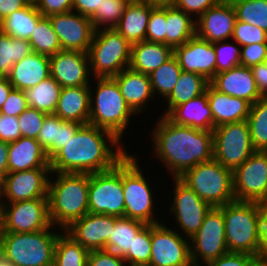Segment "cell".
I'll return each instance as SVG.
<instances>
[{"label":"cell","mask_w":267,"mask_h":266,"mask_svg":"<svg viewBox=\"0 0 267 266\" xmlns=\"http://www.w3.org/2000/svg\"><path fill=\"white\" fill-rule=\"evenodd\" d=\"M174 56L182 71L200 74L209 81L216 75V54L213 43L196 34L183 45L175 47Z\"/></svg>","instance_id":"44dd1931"},{"label":"cell","mask_w":267,"mask_h":266,"mask_svg":"<svg viewBox=\"0 0 267 266\" xmlns=\"http://www.w3.org/2000/svg\"><path fill=\"white\" fill-rule=\"evenodd\" d=\"M151 257V224H146L133 238L132 251L123 257L128 266H149Z\"/></svg>","instance_id":"f6af8a7d"},{"label":"cell","mask_w":267,"mask_h":266,"mask_svg":"<svg viewBox=\"0 0 267 266\" xmlns=\"http://www.w3.org/2000/svg\"><path fill=\"white\" fill-rule=\"evenodd\" d=\"M263 263H264V265H265V266H267V252H266V254H265V257H264Z\"/></svg>","instance_id":"a7ac6f4b"},{"label":"cell","mask_w":267,"mask_h":266,"mask_svg":"<svg viewBox=\"0 0 267 266\" xmlns=\"http://www.w3.org/2000/svg\"><path fill=\"white\" fill-rule=\"evenodd\" d=\"M128 3V0H103L100 7L89 17L94 30L115 28Z\"/></svg>","instance_id":"ee69618b"},{"label":"cell","mask_w":267,"mask_h":266,"mask_svg":"<svg viewBox=\"0 0 267 266\" xmlns=\"http://www.w3.org/2000/svg\"><path fill=\"white\" fill-rule=\"evenodd\" d=\"M166 5H156L150 13L146 41L165 44Z\"/></svg>","instance_id":"c3c4849f"},{"label":"cell","mask_w":267,"mask_h":266,"mask_svg":"<svg viewBox=\"0 0 267 266\" xmlns=\"http://www.w3.org/2000/svg\"><path fill=\"white\" fill-rule=\"evenodd\" d=\"M238 21L260 27L267 32V0H230Z\"/></svg>","instance_id":"7bdbcfd3"},{"label":"cell","mask_w":267,"mask_h":266,"mask_svg":"<svg viewBox=\"0 0 267 266\" xmlns=\"http://www.w3.org/2000/svg\"><path fill=\"white\" fill-rule=\"evenodd\" d=\"M146 224L127 217H115V227L112 229L105 250L124 257L132 251L133 238Z\"/></svg>","instance_id":"d590c367"},{"label":"cell","mask_w":267,"mask_h":266,"mask_svg":"<svg viewBox=\"0 0 267 266\" xmlns=\"http://www.w3.org/2000/svg\"><path fill=\"white\" fill-rule=\"evenodd\" d=\"M54 114L65 121L89 124L90 87L62 88Z\"/></svg>","instance_id":"f1b7e54d"},{"label":"cell","mask_w":267,"mask_h":266,"mask_svg":"<svg viewBox=\"0 0 267 266\" xmlns=\"http://www.w3.org/2000/svg\"><path fill=\"white\" fill-rule=\"evenodd\" d=\"M113 78L126 103L136 115H142L146 110L148 111L150 106L148 102H155L149 75L126 68Z\"/></svg>","instance_id":"cb8c5ba5"},{"label":"cell","mask_w":267,"mask_h":266,"mask_svg":"<svg viewBox=\"0 0 267 266\" xmlns=\"http://www.w3.org/2000/svg\"><path fill=\"white\" fill-rule=\"evenodd\" d=\"M61 89V85L49 76L38 85L25 89L24 93L29 107L54 114Z\"/></svg>","instance_id":"8d00e7d4"},{"label":"cell","mask_w":267,"mask_h":266,"mask_svg":"<svg viewBox=\"0 0 267 266\" xmlns=\"http://www.w3.org/2000/svg\"><path fill=\"white\" fill-rule=\"evenodd\" d=\"M50 76L62 88L89 86L91 83L88 53L60 50L49 57Z\"/></svg>","instance_id":"ffe728a7"},{"label":"cell","mask_w":267,"mask_h":266,"mask_svg":"<svg viewBox=\"0 0 267 266\" xmlns=\"http://www.w3.org/2000/svg\"><path fill=\"white\" fill-rule=\"evenodd\" d=\"M47 113L28 107L17 118L20 126L21 137L35 138L43 126Z\"/></svg>","instance_id":"681fc988"},{"label":"cell","mask_w":267,"mask_h":266,"mask_svg":"<svg viewBox=\"0 0 267 266\" xmlns=\"http://www.w3.org/2000/svg\"><path fill=\"white\" fill-rule=\"evenodd\" d=\"M155 6L144 0L129 2L115 29L131 45L145 41L150 13Z\"/></svg>","instance_id":"f546056e"},{"label":"cell","mask_w":267,"mask_h":266,"mask_svg":"<svg viewBox=\"0 0 267 266\" xmlns=\"http://www.w3.org/2000/svg\"><path fill=\"white\" fill-rule=\"evenodd\" d=\"M236 11L230 0H220L196 20V35L210 43L231 40Z\"/></svg>","instance_id":"7402d4cb"},{"label":"cell","mask_w":267,"mask_h":266,"mask_svg":"<svg viewBox=\"0 0 267 266\" xmlns=\"http://www.w3.org/2000/svg\"><path fill=\"white\" fill-rule=\"evenodd\" d=\"M51 225L31 233L0 232V248L12 266H49L53 264L55 244L64 231ZM56 230V231H52Z\"/></svg>","instance_id":"5b68a950"},{"label":"cell","mask_w":267,"mask_h":266,"mask_svg":"<svg viewBox=\"0 0 267 266\" xmlns=\"http://www.w3.org/2000/svg\"><path fill=\"white\" fill-rule=\"evenodd\" d=\"M172 199L169 208L174 219V229L184 237L190 239L199 230L206 213L211 206L203 201L191 188L184 184L179 178H173ZM177 227V228H176ZM182 232V233H181Z\"/></svg>","instance_id":"5bb4252c"},{"label":"cell","mask_w":267,"mask_h":266,"mask_svg":"<svg viewBox=\"0 0 267 266\" xmlns=\"http://www.w3.org/2000/svg\"><path fill=\"white\" fill-rule=\"evenodd\" d=\"M164 222L151 224V257L149 266H193L190 239Z\"/></svg>","instance_id":"9a60e30c"},{"label":"cell","mask_w":267,"mask_h":266,"mask_svg":"<svg viewBox=\"0 0 267 266\" xmlns=\"http://www.w3.org/2000/svg\"><path fill=\"white\" fill-rule=\"evenodd\" d=\"M43 15L37 10L32 0L24 8L13 12L1 21L0 31L11 37L29 40L37 22Z\"/></svg>","instance_id":"e575fe53"},{"label":"cell","mask_w":267,"mask_h":266,"mask_svg":"<svg viewBox=\"0 0 267 266\" xmlns=\"http://www.w3.org/2000/svg\"><path fill=\"white\" fill-rule=\"evenodd\" d=\"M153 124L152 153L172 178L213 159V131L179 125L163 115Z\"/></svg>","instance_id":"6da1fadb"},{"label":"cell","mask_w":267,"mask_h":266,"mask_svg":"<svg viewBox=\"0 0 267 266\" xmlns=\"http://www.w3.org/2000/svg\"><path fill=\"white\" fill-rule=\"evenodd\" d=\"M50 168L7 173L0 184V203L47 198Z\"/></svg>","instance_id":"e0dca14e"},{"label":"cell","mask_w":267,"mask_h":266,"mask_svg":"<svg viewBox=\"0 0 267 266\" xmlns=\"http://www.w3.org/2000/svg\"><path fill=\"white\" fill-rule=\"evenodd\" d=\"M251 142L256 151L267 150V97L250 106L247 119Z\"/></svg>","instance_id":"60d3db41"},{"label":"cell","mask_w":267,"mask_h":266,"mask_svg":"<svg viewBox=\"0 0 267 266\" xmlns=\"http://www.w3.org/2000/svg\"><path fill=\"white\" fill-rule=\"evenodd\" d=\"M34 3L44 17L73 10V0H34Z\"/></svg>","instance_id":"9f6ffc18"},{"label":"cell","mask_w":267,"mask_h":266,"mask_svg":"<svg viewBox=\"0 0 267 266\" xmlns=\"http://www.w3.org/2000/svg\"><path fill=\"white\" fill-rule=\"evenodd\" d=\"M257 234L262 250L267 252V201L259 203L257 216Z\"/></svg>","instance_id":"680465c9"},{"label":"cell","mask_w":267,"mask_h":266,"mask_svg":"<svg viewBox=\"0 0 267 266\" xmlns=\"http://www.w3.org/2000/svg\"><path fill=\"white\" fill-rule=\"evenodd\" d=\"M88 266H128L122 257L107 250H92L88 253Z\"/></svg>","instance_id":"db71d44e"},{"label":"cell","mask_w":267,"mask_h":266,"mask_svg":"<svg viewBox=\"0 0 267 266\" xmlns=\"http://www.w3.org/2000/svg\"><path fill=\"white\" fill-rule=\"evenodd\" d=\"M9 143L0 141V184L8 173Z\"/></svg>","instance_id":"be15d7a7"},{"label":"cell","mask_w":267,"mask_h":266,"mask_svg":"<svg viewBox=\"0 0 267 266\" xmlns=\"http://www.w3.org/2000/svg\"><path fill=\"white\" fill-rule=\"evenodd\" d=\"M263 260L247 253L228 252L205 263L203 266H259Z\"/></svg>","instance_id":"f907efd6"},{"label":"cell","mask_w":267,"mask_h":266,"mask_svg":"<svg viewBox=\"0 0 267 266\" xmlns=\"http://www.w3.org/2000/svg\"><path fill=\"white\" fill-rule=\"evenodd\" d=\"M123 146L111 132L91 124L82 125L50 159L51 173L107 171L129 153Z\"/></svg>","instance_id":"7a4b0ae2"},{"label":"cell","mask_w":267,"mask_h":266,"mask_svg":"<svg viewBox=\"0 0 267 266\" xmlns=\"http://www.w3.org/2000/svg\"><path fill=\"white\" fill-rule=\"evenodd\" d=\"M146 2H150L153 5H174L177 0H144Z\"/></svg>","instance_id":"03108f58"},{"label":"cell","mask_w":267,"mask_h":266,"mask_svg":"<svg viewBox=\"0 0 267 266\" xmlns=\"http://www.w3.org/2000/svg\"><path fill=\"white\" fill-rule=\"evenodd\" d=\"M255 151L247 120L222 124L213 129V158L222 166L233 171Z\"/></svg>","instance_id":"8fae6325"},{"label":"cell","mask_w":267,"mask_h":266,"mask_svg":"<svg viewBox=\"0 0 267 266\" xmlns=\"http://www.w3.org/2000/svg\"><path fill=\"white\" fill-rule=\"evenodd\" d=\"M48 18L58 36L62 50L88 53L95 32L89 17L72 10L54 14Z\"/></svg>","instance_id":"ac0fdd59"},{"label":"cell","mask_w":267,"mask_h":266,"mask_svg":"<svg viewBox=\"0 0 267 266\" xmlns=\"http://www.w3.org/2000/svg\"><path fill=\"white\" fill-rule=\"evenodd\" d=\"M254 76L258 92L262 97H267V61L250 67Z\"/></svg>","instance_id":"91938a15"},{"label":"cell","mask_w":267,"mask_h":266,"mask_svg":"<svg viewBox=\"0 0 267 266\" xmlns=\"http://www.w3.org/2000/svg\"><path fill=\"white\" fill-rule=\"evenodd\" d=\"M32 52L28 40L14 38L0 31V76H7L16 62Z\"/></svg>","instance_id":"ab89813d"},{"label":"cell","mask_w":267,"mask_h":266,"mask_svg":"<svg viewBox=\"0 0 267 266\" xmlns=\"http://www.w3.org/2000/svg\"><path fill=\"white\" fill-rule=\"evenodd\" d=\"M210 84L219 92L254 104L262 96L249 67L237 66L214 76Z\"/></svg>","instance_id":"603a6c76"},{"label":"cell","mask_w":267,"mask_h":266,"mask_svg":"<svg viewBox=\"0 0 267 266\" xmlns=\"http://www.w3.org/2000/svg\"><path fill=\"white\" fill-rule=\"evenodd\" d=\"M114 227L115 216L87 213L73 221L64 232L88 251L105 250Z\"/></svg>","instance_id":"d6986e66"},{"label":"cell","mask_w":267,"mask_h":266,"mask_svg":"<svg viewBox=\"0 0 267 266\" xmlns=\"http://www.w3.org/2000/svg\"><path fill=\"white\" fill-rule=\"evenodd\" d=\"M232 40L241 47L254 43H267V32L260 27L236 20Z\"/></svg>","instance_id":"7dc6e473"},{"label":"cell","mask_w":267,"mask_h":266,"mask_svg":"<svg viewBox=\"0 0 267 266\" xmlns=\"http://www.w3.org/2000/svg\"><path fill=\"white\" fill-rule=\"evenodd\" d=\"M181 72L182 69L174 55L153 71L149 77L154 97L164 102L177 84Z\"/></svg>","instance_id":"74e56055"},{"label":"cell","mask_w":267,"mask_h":266,"mask_svg":"<svg viewBox=\"0 0 267 266\" xmlns=\"http://www.w3.org/2000/svg\"><path fill=\"white\" fill-rule=\"evenodd\" d=\"M82 124L74 121L62 120L55 114H47L43 126L37 136V141L46 151L49 160L75 135Z\"/></svg>","instance_id":"83f0119b"},{"label":"cell","mask_w":267,"mask_h":266,"mask_svg":"<svg viewBox=\"0 0 267 266\" xmlns=\"http://www.w3.org/2000/svg\"><path fill=\"white\" fill-rule=\"evenodd\" d=\"M167 117L174 123L192 128L213 131L214 122L207 92L176 106Z\"/></svg>","instance_id":"4dcf8cb0"},{"label":"cell","mask_w":267,"mask_h":266,"mask_svg":"<svg viewBox=\"0 0 267 266\" xmlns=\"http://www.w3.org/2000/svg\"><path fill=\"white\" fill-rule=\"evenodd\" d=\"M103 0H73V11L90 17Z\"/></svg>","instance_id":"6125c7cd"},{"label":"cell","mask_w":267,"mask_h":266,"mask_svg":"<svg viewBox=\"0 0 267 266\" xmlns=\"http://www.w3.org/2000/svg\"><path fill=\"white\" fill-rule=\"evenodd\" d=\"M89 251L64 231L58 236L54 250L55 266H86Z\"/></svg>","instance_id":"f35d334b"},{"label":"cell","mask_w":267,"mask_h":266,"mask_svg":"<svg viewBox=\"0 0 267 266\" xmlns=\"http://www.w3.org/2000/svg\"><path fill=\"white\" fill-rule=\"evenodd\" d=\"M165 45L181 46L196 34V21L175 5H166Z\"/></svg>","instance_id":"836d02e7"},{"label":"cell","mask_w":267,"mask_h":266,"mask_svg":"<svg viewBox=\"0 0 267 266\" xmlns=\"http://www.w3.org/2000/svg\"><path fill=\"white\" fill-rule=\"evenodd\" d=\"M179 179L211 207L235 200L233 172L214 158L186 170Z\"/></svg>","instance_id":"ba28073f"},{"label":"cell","mask_w":267,"mask_h":266,"mask_svg":"<svg viewBox=\"0 0 267 266\" xmlns=\"http://www.w3.org/2000/svg\"><path fill=\"white\" fill-rule=\"evenodd\" d=\"M92 80L89 85V124L111 132L123 144L125 131L129 129L130 123L134 122L131 119L136 114L126 103L113 77L92 78ZM92 83L96 85L93 86Z\"/></svg>","instance_id":"277c9868"},{"label":"cell","mask_w":267,"mask_h":266,"mask_svg":"<svg viewBox=\"0 0 267 266\" xmlns=\"http://www.w3.org/2000/svg\"><path fill=\"white\" fill-rule=\"evenodd\" d=\"M124 199L122 160L112 169L90 174L89 213L125 217Z\"/></svg>","instance_id":"30bf717a"},{"label":"cell","mask_w":267,"mask_h":266,"mask_svg":"<svg viewBox=\"0 0 267 266\" xmlns=\"http://www.w3.org/2000/svg\"><path fill=\"white\" fill-rule=\"evenodd\" d=\"M206 92L213 116L214 128L222 124L248 119L251 104L245 99L221 93L211 84L208 85Z\"/></svg>","instance_id":"4316f807"},{"label":"cell","mask_w":267,"mask_h":266,"mask_svg":"<svg viewBox=\"0 0 267 266\" xmlns=\"http://www.w3.org/2000/svg\"><path fill=\"white\" fill-rule=\"evenodd\" d=\"M33 52L46 56L55 55L62 50L57 34L53 30L52 24L48 17H42L36 25L30 39Z\"/></svg>","instance_id":"b9f144b4"},{"label":"cell","mask_w":267,"mask_h":266,"mask_svg":"<svg viewBox=\"0 0 267 266\" xmlns=\"http://www.w3.org/2000/svg\"><path fill=\"white\" fill-rule=\"evenodd\" d=\"M259 203L234 200L223 206L225 238L229 252L247 253L264 260L257 234Z\"/></svg>","instance_id":"52a82bcc"},{"label":"cell","mask_w":267,"mask_h":266,"mask_svg":"<svg viewBox=\"0 0 267 266\" xmlns=\"http://www.w3.org/2000/svg\"><path fill=\"white\" fill-rule=\"evenodd\" d=\"M134 153H129L122 159V185L124 190L125 217L141 221L145 224L163 222L157 218L156 200L149 177L143 172L144 168ZM139 162V163H138ZM151 183V184H150ZM152 187H151V186ZM154 209L156 211H154Z\"/></svg>","instance_id":"8992f818"},{"label":"cell","mask_w":267,"mask_h":266,"mask_svg":"<svg viewBox=\"0 0 267 266\" xmlns=\"http://www.w3.org/2000/svg\"><path fill=\"white\" fill-rule=\"evenodd\" d=\"M0 266H12L5 252L0 248Z\"/></svg>","instance_id":"003e7915"},{"label":"cell","mask_w":267,"mask_h":266,"mask_svg":"<svg viewBox=\"0 0 267 266\" xmlns=\"http://www.w3.org/2000/svg\"><path fill=\"white\" fill-rule=\"evenodd\" d=\"M267 61V43H254L241 47L240 63L244 67H252Z\"/></svg>","instance_id":"816d5d0a"},{"label":"cell","mask_w":267,"mask_h":266,"mask_svg":"<svg viewBox=\"0 0 267 266\" xmlns=\"http://www.w3.org/2000/svg\"><path fill=\"white\" fill-rule=\"evenodd\" d=\"M51 225L48 198L0 203V232L31 233Z\"/></svg>","instance_id":"4fadbf2b"},{"label":"cell","mask_w":267,"mask_h":266,"mask_svg":"<svg viewBox=\"0 0 267 266\" xmlns=\"http://www.w3.org/2000/svg\"><path fill=\"white\" fill-rule=\"evenodd\" d=\"M209 84L210 81L200 74L182 71L171 94L165 99L167 105L163 106L165 109L161 115L167 116L176 106L204 94Z\"/></svg>","instance_id":"d6a6232c"},{"label":"cell","mask_w":267,"mask_h":266,"mask_svg":"<svg viewBox=\"0 0 267 266\" xmlns=\"http://www.w3.org/2000/svg\"><path fill=\"white\" fill-rule=\"evenodd\" d=\"M131 46L115 28L96 30L88 51L91 76L114 77L129 68Z\"/></svg>","instance_id":"9c48e42d"},{"label":"cell","mask_w":267,"mask_h":266,"mask_svg":"<svg viewBox=\"0 0 267 266\" xmlns=\"http://www.w3.org/2000/svg\"><path fill=\"white\" fill-rule=\"evenodd\" d=\"M19 138L21 132L18 118L0 113V141L11 143Z\"/></svg>","instance_id":"6f0895ef"},{"label":"cell","mask_w":267,"mask_h":266,"mask_svg":"<svg viewBox=\"0 0 267 266\" xmlns=\"http://www.w3.org/2000/svg\"><path fill=\"white\" fill-rule=\"evenodd\" d=\"M234 197L238 201H267V153L255 151L233 171Z\"/></svg>","instance_id":"2e32d148"},{"label":"cell","mask_w":267,"mask_h":266,"mask_svg":"<svg viewBox=\"0 0 267 266\" xmlns=\"http://www.w3.org/2000/svg\"><path fill=\"white\" fill-rule=\"evenodd\" d=\"M28 107L24 91L12 88L6 102L0 109V113L18 117Z\"/></svg>","instance_id":"f5cc1de1"},{"label":"cell","mask_w":267,"mask_h":266,"mask_svg":"<svg viewBox=\"0 0 267 266\" xmlns=\"http://www.w3.org/2000/svg\"><path fill=\"white\" fill-rule=\"evenodd\" d=\"M220 0H177L175 6L189 14L195 21Z\"/></svg>","instance_id":"11a10c76"},{"label":"cell","mask_w":267,"mask_h":266,"mask_svg":"<svg viewBox=\"0 0 267 266\" xmlns=\"http://www.w3.org/2000/svg\"><path fill=\"white\" fill-rule=\"evenodd\" d=\"M89 181L88 173L50 174L47 198L50 221L54 227L64 230L89 213Z\"/></svg>","instance_id":"3957f363"},{"label":"cell","mask_w":267,"mask_h":266,"mask_svg":"<svg viewBox=\"0 0 267 266\" xmlns=\"http://www.w3.org/2000/svg\"><path fill=\"white\" fill-rule=\"evenodd\" d=\"M216 54V74L240 66L241 46L231 39L213 43Z\"/></svg>","instance_id":"bcb514c9"},{"label":"cell","mask_w":267,"mask_h":266,"mask_svg":"<svg viewBox=\"0 0 267 266\" xmlns=\"http://www.w3.org/2000/svg\"><path fill=\"white\" fill-rule=\"evenodd\" d=\"M36 168H50V160L35 138L21 137L9 143L8 173Z\"/></svg>","instance_id":"d4e9b609"},{"label":"cell","mask_w":267,"mask_h":266,"mask_svg":"<svg viewBox=\"0 0 267 266\" xmlns=\"http://www.w3.org/2000/svg\"><path fill=\"white\" fill-rule=\"evenodd\" d=\"M174 55V49L163 43L142 41L131 46L129 68L150 75Z\"/></svg>","instance_id":"1f68e13d"},{"label":"cell","mask_w":267,"mask_h":266,"mask_svg":"<svg viewBox=\"0 0 267 266\" xmlns=\"http://www.w3.org/2000/svg\"><path fill=\"white\" fill-rule=\"evenodd\" d=\"M50 76L49 56L32 52L16 62L7 75L13 88L25 90Z\"/></svg>","instance_id":"484cf974"},{"label":"cell","mask_w":267,"mask_h":266,"mask_svg":"<svg viewBox=\"0 0 267 266\" xmlns=\"http://www.w3.org/2000/svg\"><path fill=\"white\" fill-rule=\"evenodd\" d=\"M12 88L13 86L9 82L8 77L0 76V109L6 102Z\"/></svg>","instance_id":"e7e4bbea"},{"label":"cell","mask_w":267,"mask_h":266,"mask_svg":"<svg viewBox=\"0 0 267 266\" xmlns=\"http://www.w3.org/2000/svg\"><path fill=\"white\" fill-rule=\"evenodd\" d=\"M223 206L211 207L196 234L190 238V257L193 266L227 254Z\"/></svg>","instance_id":"7c38bea8"},{"label":"cell","mask_w":267,"mask_h":266,"mask_svg":"<svg viewBox=\"0 0 267 266\" xmlns=\"http://www.w3.org/2000/svg\"><path fill=\"white\" fill-rule=\"evenodd\" d=\"M32 0H0V21L27 6Z\"/></svg>","instance_id":"94428289"}]
</instances>
